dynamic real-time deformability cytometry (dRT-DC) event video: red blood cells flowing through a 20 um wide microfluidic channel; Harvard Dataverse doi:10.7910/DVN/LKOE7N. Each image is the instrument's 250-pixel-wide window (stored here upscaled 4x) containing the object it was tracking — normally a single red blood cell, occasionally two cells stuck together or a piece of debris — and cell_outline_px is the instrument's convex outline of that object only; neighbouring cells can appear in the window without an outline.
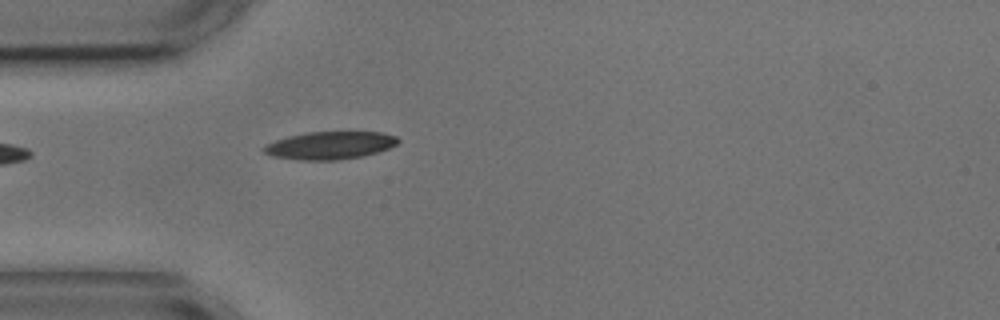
{"species": "common noctule bat (a hibernating species)", "species_latin": "Nyctalus noctula", "temperature_condition": "cold", "stored_images_in_passage": 1, "camera_frame_rate_fps": 3000, "um_per_image_px": 0.085, "animal": {"sex": "male", "body_mass_g": 17.9, "forearm_length_mm": 54.2}, "frame": {"image": 1, "passage_image": 1, "time_ms": 0.0, "image_size_px": [1000, 320], "cell_outline_px": [[400, 140], [396, 144], [388, 148], [364, 156], [336, 160], [300, 160], [276, 156], [264, 152], [260, 148], [264, 144], [288, 136], [308, 132], [380, 132], [396, 136]], "centroid_in_image_um": [28.03, 12.35], "position_along_channel_um": 57.0, "area_um2": 21.56}}